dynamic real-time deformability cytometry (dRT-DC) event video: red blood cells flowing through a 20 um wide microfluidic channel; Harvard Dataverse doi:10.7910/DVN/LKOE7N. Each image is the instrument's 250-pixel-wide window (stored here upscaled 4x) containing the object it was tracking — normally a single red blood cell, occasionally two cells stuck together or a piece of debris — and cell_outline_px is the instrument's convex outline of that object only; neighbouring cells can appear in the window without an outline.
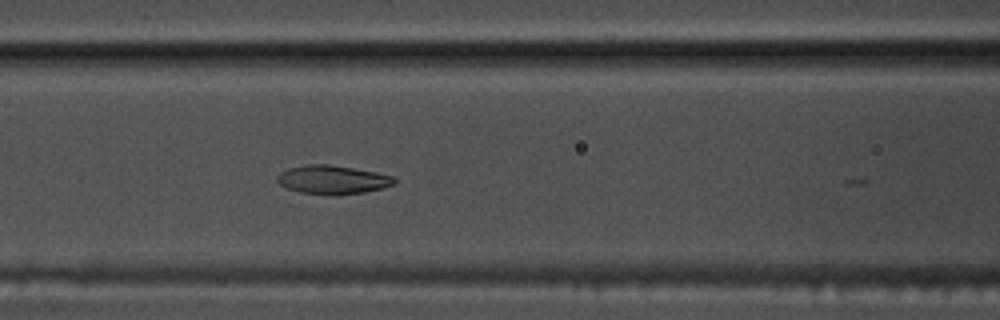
{"species": "common noctule bat (a hibernating species)", "species_latin": "Nyctalus noctula", "temperature_condition": "warm", "stored_images_in_passage": 9, "camera_frame_rate_fps": 3000, "um_per_image_px": 0.085, "animal": {"sex": "male", "body_mass_g": 17.5, "forearm_length_mm": 52.3}, "frame": {"image": 1, "passage_image": 8, "time_ms": 2.333, "image_size_px": [1000, 320], "cell_outline_px": [[396, 184], [384, 188], [364, 192], [336, 196], [332, 196], [300, 192], [288, 188], [280, 184], [276, 180], [276, 176], [280, 172], [288, 168], [308, 164], [328, 164], [376, 172], [396, 176]], "centroid_in_image_um": [28.3, 15.28], "position_along_channel_um": 138.3, "area_um2": 19.88}}